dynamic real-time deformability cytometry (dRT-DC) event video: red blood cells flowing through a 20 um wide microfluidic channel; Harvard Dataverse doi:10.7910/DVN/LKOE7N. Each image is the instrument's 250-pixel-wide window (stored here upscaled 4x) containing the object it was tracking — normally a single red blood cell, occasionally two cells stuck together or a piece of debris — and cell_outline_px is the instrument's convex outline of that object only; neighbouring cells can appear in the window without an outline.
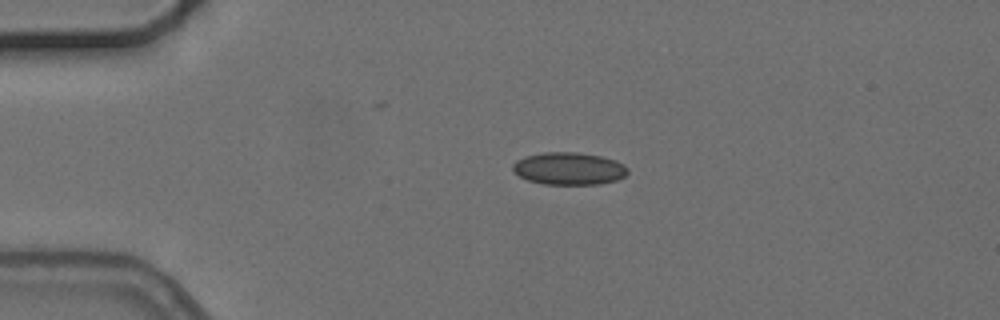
{"species": "common noctule bat (a hibernating species)", "species_latin": "Nyctalus noctula", "temperature_condition": "cold", "stored_images_in_passage": 4, "camera_frame_rate_fps": 3000, "um_per_image_px": 0.085, "animal": {"sex": "female", "body_mass_g": 24.6, "forearm_length_mm": 56.2}, "frame": {"image": 1, "passage_image": 3, "time_ms": 2.333, "image_size_px": [1000, 320], "cell_outline_px": [[628, 172], [624, 176], [616, 180], [600, 184], [544, 184], [528, 180], [512, 172], [512, 164], [516, 160], [524, 156], [540, 152], [576, 152], [600, 156], [616, 160], [624, 164], [628, 168]], "centroid_in_image_um": [48.33, 14.32], "position_along_channel_um": 36.7, "area_um2": 21.91}}